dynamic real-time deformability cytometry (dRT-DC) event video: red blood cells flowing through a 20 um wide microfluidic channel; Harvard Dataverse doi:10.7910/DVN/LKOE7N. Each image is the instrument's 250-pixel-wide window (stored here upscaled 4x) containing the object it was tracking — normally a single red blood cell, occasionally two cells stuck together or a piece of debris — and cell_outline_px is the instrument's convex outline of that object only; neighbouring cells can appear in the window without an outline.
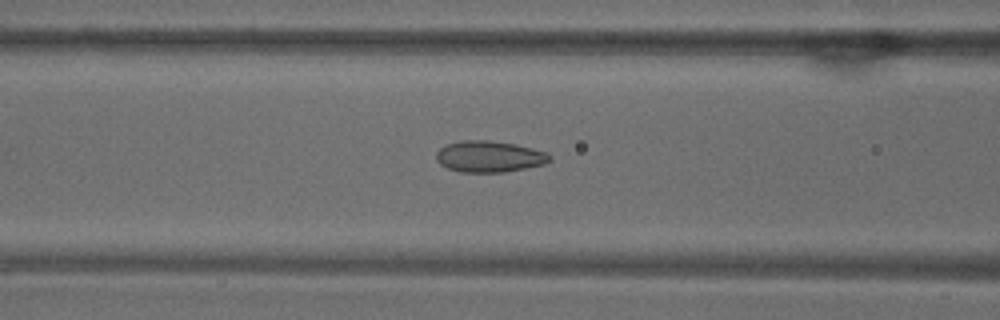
{"species": "common noctule bat (a hibernating species)", "species_latin": "Nyctalus noctula", "temperature_condition": "warm", "stored_images_in_passage": 54, "camera_frame_rate_fps": 3000, "um_per_image_px": 0.085, "animal": {"sex": "male", "body_mass_g": 18.8}, "frame": {"image": 1, "passage_image": 22, "time_ms": 7.0, "image_size_px": [1000, 320], "cell_outline_px": [[552, 160], [544, 164], [504, 172], [460, 172], [448, 168], [440, 164], [436, 160], [436, 152], [444, 144], [460, 140], [488, 140], [516, 144], [548, 152], [552, 156]], "centroid_in_image_um": [41.58, 13.29], "position_along_channel_um": 125.0, "area_um2": 20.92}}
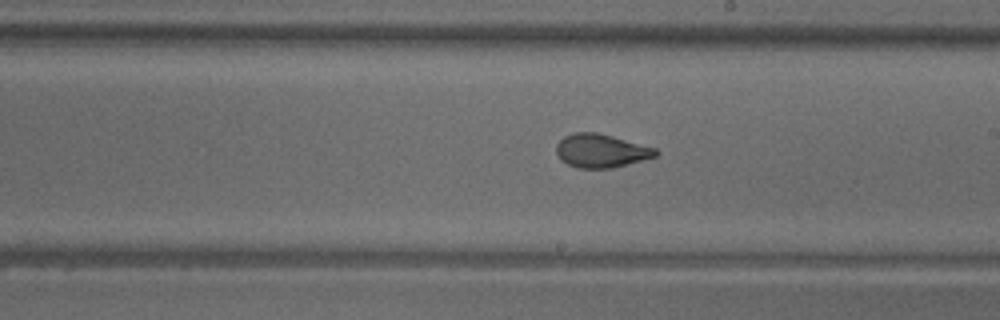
{"frame": {"image": 2, "passage_image": 31, "time_ms": 10.0, "image_size_px": [1000, 320], "cell_outline_px": [[660, 152], [656, 156], [612, 168], [576, 168], [560, 160], [556, 152], [556, 144], [564, 136], [572, 132], [596, 132], [612, 136], [656, 148]], "centroid_in_image_um": [51.06, 12.81], "position_along_channel_um": 237.9, "area_um2": 19.42}}
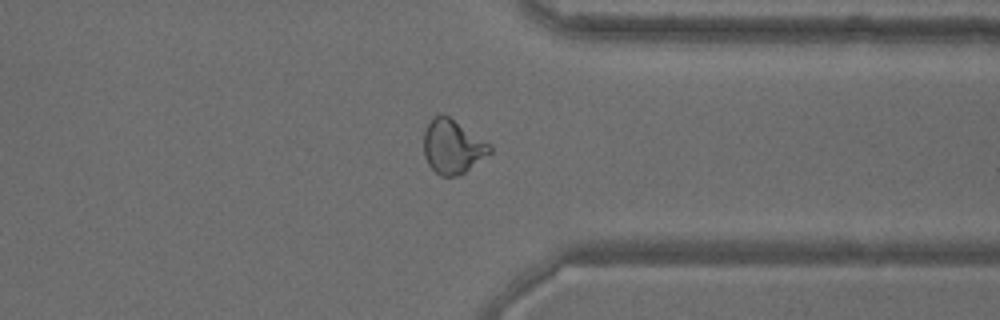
{"frame": {"image": 3, "passage_image": 42, "time_ms": 13.667, "image_size_px": [1000, 320], "cell_outline_px": [[492, 152], [464, 172], [456, 176], [440, 176], [428, 164], [424, 156], [424, 132], [428, 124], [436, 116], [448, 116], [492, 144]], "centroid_in_image_um": [38.49, 12.48], "position_along_channel_um": 372.9, "area_um2": 20.52}, "authors_computed_cell_mechanics": {"area_um2": 21.5594, "velocity_mm_per_s": 3.7638, "shape_relaxation_time_tau1_ms": null, "shape_relaxation_time_tau2_ms": 1.1517, "deformation_change_tau1": null, "deformation_change_tau2": 0.0786}}